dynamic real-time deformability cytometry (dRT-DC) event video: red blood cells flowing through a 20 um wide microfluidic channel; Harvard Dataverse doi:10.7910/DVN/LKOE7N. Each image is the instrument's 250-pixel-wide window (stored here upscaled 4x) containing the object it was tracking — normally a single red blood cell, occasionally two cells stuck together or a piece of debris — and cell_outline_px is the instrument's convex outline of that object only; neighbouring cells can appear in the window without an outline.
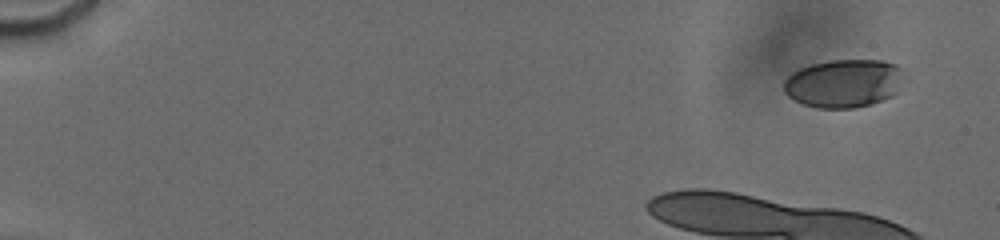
{"species": "human", "species_latin": "Homo sapiens", "temperature_condition": "cold", "stored_images_in_passage": 13, "camera_frame_rate_fps": 3000, "um_per_image_px": 0.085, "donor": {"sex": "male"}, "frame": {"image": 1, "passage_image": 4, "time_ms": 1.333, "image_size_px": [1000, 240], "cell_outline_px": [[908, 80], [892, 96], [872, 104], [856, 108], [816, 108], [804, 104], [788, 96], [784, 92], [784, 80], [792, 72], [800, 68], [812, 64], [828, 60], [884, 60], [896, 64], [904, 68]], "centroid_in_image_um": [71.82, 7.07], "position_along_channel_um": 13.2, "area_um2": 34.62}}